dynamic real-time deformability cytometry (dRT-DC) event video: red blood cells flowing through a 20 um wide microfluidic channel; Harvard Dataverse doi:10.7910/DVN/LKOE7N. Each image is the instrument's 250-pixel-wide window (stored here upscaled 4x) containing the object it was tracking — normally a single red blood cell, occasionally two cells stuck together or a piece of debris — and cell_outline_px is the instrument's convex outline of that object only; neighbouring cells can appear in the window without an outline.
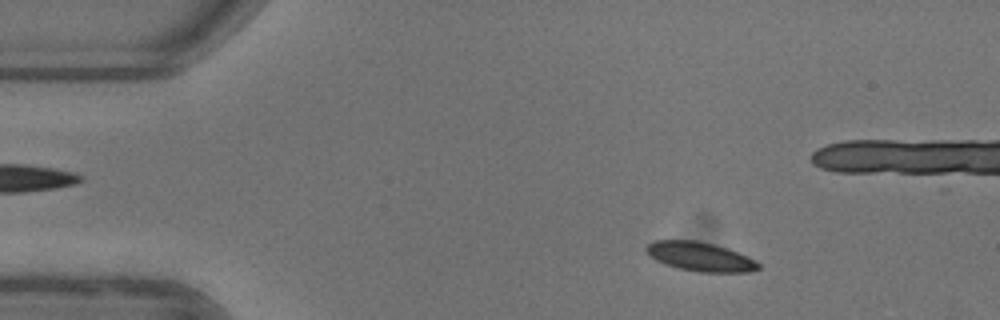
{"species": "common noctule bat (a hibernating species)", "species_latin": "Nyctalus noctula", "temperature_condition": "warm", "stored_images_in_passage": 53, "camera_frame_rate_fps": 3000, "um_per_image_px": 0.085, "animal": {"sex": "female"}, "frame": {"image": 1, "passage_image": 7, "time_ms": 2.0, "image_size_px": [1000, 320], "cell_outline_px": [[760, 268], [748, 272], [696, 272], [680, 268], [656, 260], [644, 248], [648, 244], [656, 240], [696, 240], [728, 248], [756, 260], [760, 264]], "centroid_in_image_um": [59.55, 21.81], "position_along_channel_um": 25.4, "area_um2": 18.79}}
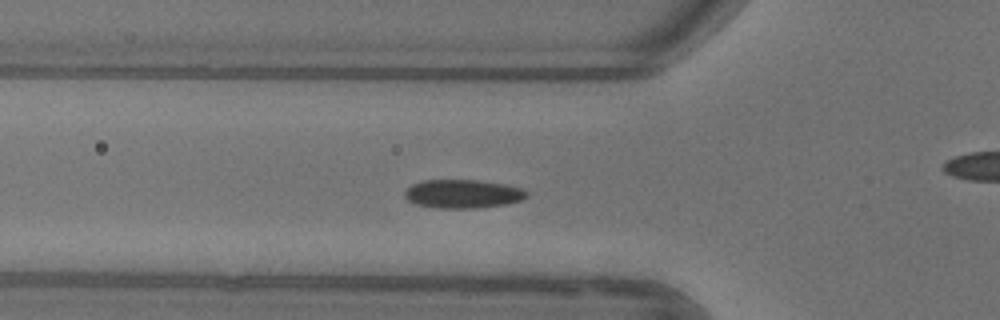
{"frame": {"image": 2, "passage_image": 17, "time_ms": 5.333, "image_size_px": [1000, 320], "cell_outline_px": [[528, 196], [520, 200], [504, 204], [476, 208], [432, 208], [416, 204], [408, 200], [404, 196], [404, 192], [412, 184], [420, 180], [480, 180], [504, 184], [524, 188], [528, 192]], "centroid_in_image_um": [39.33, 16.47], "position_along_channel_um": 86.5, "area_um2": 20.46}}
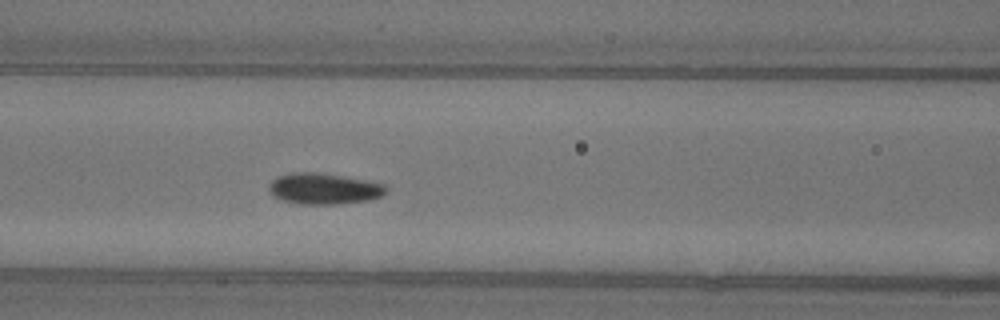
{"frame": {"image": 3, "passage_image": 21, "time_ms": 6.667, "image_size_px": [1000, 320], "cell_outline_px": [[388, 192], [384, 196], [368, 200], [340, 204], [300, 204], [280, 200], [272, 196], [268, 192], [268, 184], [272, 180], [280, 176], [292, 172], [316, 172], [344, 176], [384, 184], [388, 188]], "centroid_in_image_um": [27.52, 16.05], "position_along_channel_um": 139.1, "area_um2": 21.5}, "authors_computed_cell_mechanics": {"area_um2": 19.652, "velocity_mm_per_s": 3.8981, "shape_relaxation_time_tau1_ms": 3.7139, "shape_relaxation_time_tau2_ms": null, "deformation_change_tau1": 0.1128, "deformation_change_tau2": null}}